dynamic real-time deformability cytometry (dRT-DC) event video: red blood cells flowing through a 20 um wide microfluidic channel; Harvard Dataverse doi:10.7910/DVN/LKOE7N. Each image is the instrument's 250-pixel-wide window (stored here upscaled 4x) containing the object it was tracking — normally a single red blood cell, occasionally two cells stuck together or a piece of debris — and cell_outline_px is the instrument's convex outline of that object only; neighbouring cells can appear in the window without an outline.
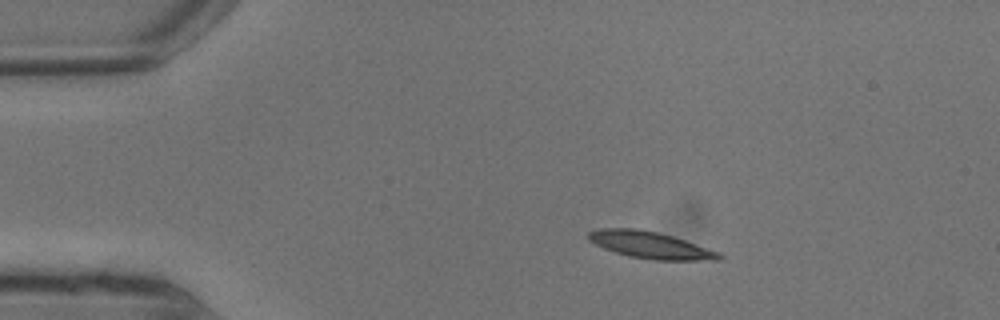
{"species": "common noctule bat (a hibernating species)", "species_latin": "Nyctalus noctula", "temperature_condition": "warm", "stored_images_in_passage": 3, "camera_frame_rate_fps": 3000, "um_per_image_px": 0.085, "animal": {"sex": "male", "body_mass_g": 13.3}, "frame": {"image": 1, "passage_image": 1, "time_ms": 0.0, "image_size_px": [1000, 320], "cell_outline_px": [[724, 260], [652, 260], [628, 256], [604, 248], [588, 240], [588, 232], [596, 228], [636, 228], [656, 232], [672, 236], [720, 252], [724, 256]], "centroid_in_image_um": [55.29, 20.83], "position_along_channel_um": 29.7, "area_um2": 20.46}}